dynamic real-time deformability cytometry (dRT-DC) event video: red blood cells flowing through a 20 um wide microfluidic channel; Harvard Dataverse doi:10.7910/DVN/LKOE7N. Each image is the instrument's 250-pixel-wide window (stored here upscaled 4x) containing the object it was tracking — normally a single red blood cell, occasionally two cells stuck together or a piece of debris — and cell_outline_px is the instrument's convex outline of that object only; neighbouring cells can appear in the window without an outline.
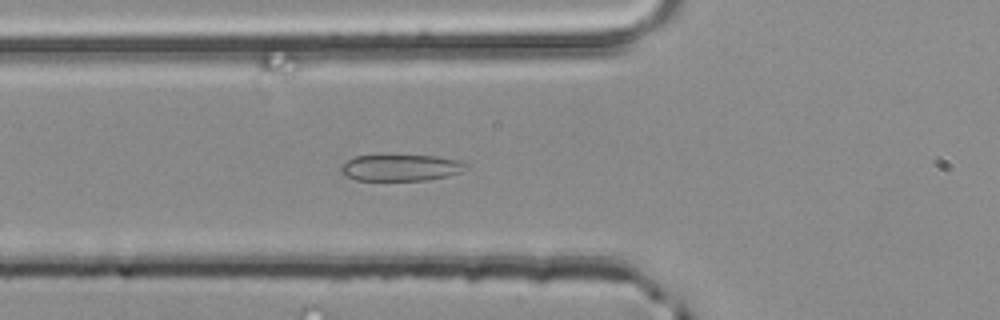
{"species": "common noctule bat (a hibernating species)", "species_latin": "Nyctalus noctula", "temperature_condition": "room temperature", "stored_images_in_passage": 41, "camera_frame_rate_fps": 3000, "um_per_image_px": 0.085, "animal": {"sex": "male", "body_mass_g": 20.4}, "frame": {"image": 1, "passage_image": 13, "time_ms": 4.0, "image_size_px": [1000, 320], "cell_outline_px": [[468, 168], [460, 172], [448, 176], [428, 180], [356, 180], [344, 176], [340, 172], [340, 168], [348, 160], [356, 156], [436, 156], [460, 160], [468, 164]], "centroid_in_image_um": [34.1, 14.26], "position_along_channel_um": 91.7, "area_um2": 19.19}}
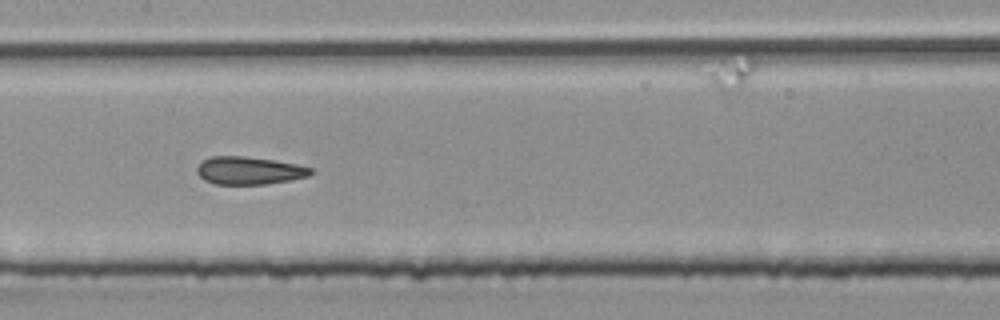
{"frame": {"image": 2, "passage_image": 20, "time_ms": 6.333, "image_size_px": [1000, 320], "cell_outline_px": [[312, 172], [308, 176], [292, 180], [268, 184], [216, 184], [204, 180], [196, 172], [196, 168], [204, 160], [212, 156], [244, 156], [272, 160], [296, 164], [312, 168]], "centroid_in_image_um": [21.17, 14.5], "position_along_channel_um": 186.2, "area_um2": 18.32}}
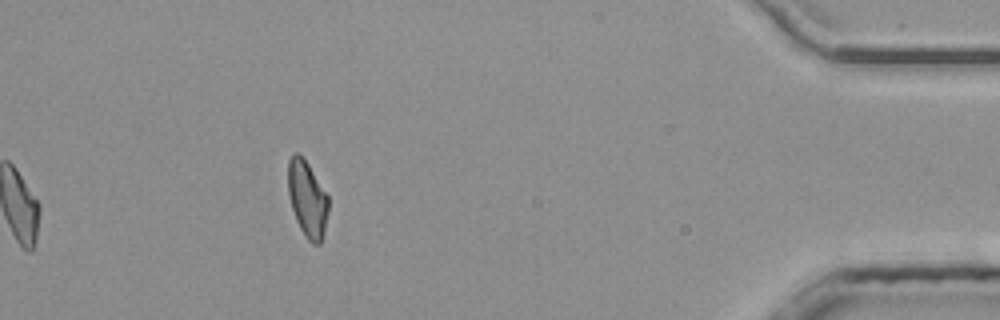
{"frame": {"image": 3, "passage_image": 41, "time_ms": 13.333, "image_size_px": [1000, 320], "cell_outline_px": [[328, 212], [320, 244], [312, 244], [304, 236], [296, 220], [288, 196], [288, 160], [296, 152], [308, 164], [328, 196]], "centroid_in_image_um": [26.1, 16.93], "position_along_channel_um": 409.1, "area_um2": 17.63}, "authors_computed_cell_mechanics": {"area_um2": 19.074, "velocity_mm_per_s": 4.0226, "shape_relaxation_time_tau1_ms": 6.7602, "shape_relaxation_time_tau2_ms": 1.5859, "deformation_change_tau1": 0.1458, "deformation_change_tau2": 0.0946}}